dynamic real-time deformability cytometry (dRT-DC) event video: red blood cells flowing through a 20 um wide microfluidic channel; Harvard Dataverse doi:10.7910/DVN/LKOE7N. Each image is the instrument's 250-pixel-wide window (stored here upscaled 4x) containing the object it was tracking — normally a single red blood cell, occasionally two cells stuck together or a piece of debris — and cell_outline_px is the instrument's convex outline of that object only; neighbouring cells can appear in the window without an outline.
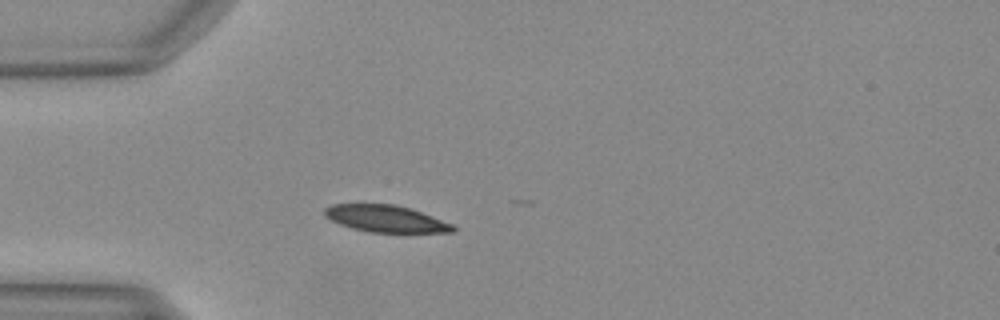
{"species": "Egyptian fruit bat (a non-hibernating species)", "species_latin": "Rousettus aegyptiacus", "temperature_condition": "warm", "stored_images_in_passage": 9, "camera_frame_rate_fps": 3000, "um_per_image_px": 0.085, "animal": {"sex": "female"}, "frame": {"image": 1, "passage_image": 1, "time_ms": 0.0, "image_size_px": [1000, 320], "cell_outline_px": [[456, 228], [452, 232], [372, 232], [352, 228], [340, 224], [324, 216], [324, 208], [332, 204], [396, 204], [412, 208], [452, 224]], "centroid_in_image_um": [32.78, 18.57], "position_along_channel_um": 52.2, "area_um2": 20.0}}
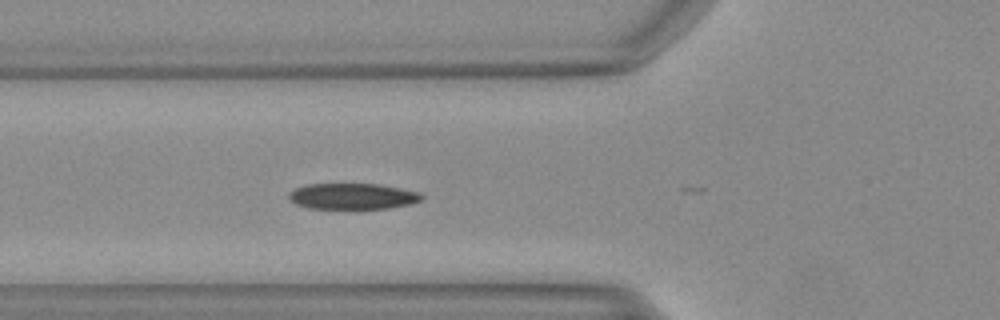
{"frame": {"image": 2, "passage_image": 5, "time_ms": 1.333, "image_size_px": [1000, 320], "cell_outline_px": [[424, 200], [408, 204], [388, 208], [308, 208], [296, 204], [288, 200], [288, 192], [304, 184], [376, 184], [400, 188], [420, 192], [424, 196]], "centroid_in_image_um": [29.95, 16.67], "position_along_channel_um": 95.9, "area_um2": 20.11}}
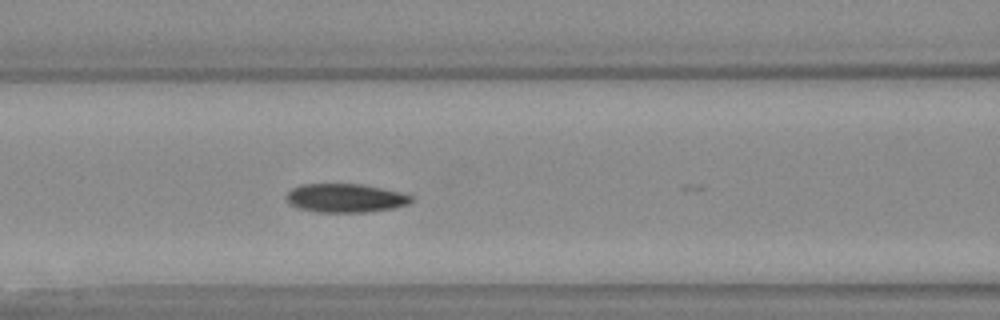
{"frame": {"image": 3, "passage_image": 8, "time_ms": 2.333, "image_size_px": [1000, 320], "cell_outline_px": [[412, 200], [408, 204], [392, 208], [364, 212], [316, 212], [300, 208], [292, 204], [284, 196], [292, 188], [300, 184], [360, 184], [400, 192], [412, 196]], "centroid_in_image_um": [29.33, 16.83], "position_along_channel_um": 137.3, "area_um2": 20.63}}